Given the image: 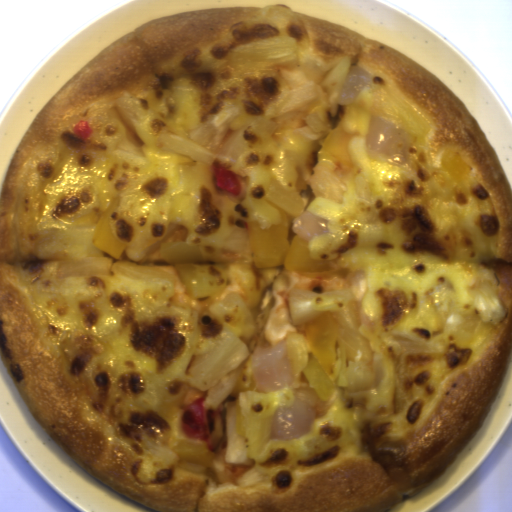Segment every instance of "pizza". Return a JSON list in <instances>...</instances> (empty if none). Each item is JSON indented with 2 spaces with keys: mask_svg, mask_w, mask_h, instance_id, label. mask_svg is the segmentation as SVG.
<instances>
[{
  "mask_svg": "<svg viewBox=\"0 0 512 512\" xmlns=\"http://www.w3.org/2000/svg\"><path fill=\"white\" fill-rule=\"evenodd\" d=\"M371 78L337 104L349 65ZM246 147L228 166L241 195L218 190L209 163L162 147L225 104ZM373 114L398 122L408 154L366 143ZM88 121L81 139L72 128ZM342 125L352 171L318 163L315 143ZM471 168L454 180L448 148ZM277 178L326 218L312 259L347 268L314 280L259 270L247 224L282 221L267 203ZM110 215L125 245L110 276L56 278L37 258L40 231ZM196 241L227 262L219 294L189 298L162 242ZM366 271L361 325L368 363L338 345L334 391L316 399L313 356L290 318V289L350 287ZM235 333L250 351L229 397L208 410L211 464L173 451L196 356ZM285 341L292 386L261 392L253 349ZM512 356V185L480 123L436 75L396 48L284 3L204 8L145 21L60 86L18 141L0 190V358L30 415L80 468L156 512H388L445 475L492 410ZM317 410L309 434L270 439L276 408Z\"/></svg>",
  "mask_w": 512,
  "mask_h": 512,
  "instance_id": "1",
  "label": "pizza"
}]
</instances>
